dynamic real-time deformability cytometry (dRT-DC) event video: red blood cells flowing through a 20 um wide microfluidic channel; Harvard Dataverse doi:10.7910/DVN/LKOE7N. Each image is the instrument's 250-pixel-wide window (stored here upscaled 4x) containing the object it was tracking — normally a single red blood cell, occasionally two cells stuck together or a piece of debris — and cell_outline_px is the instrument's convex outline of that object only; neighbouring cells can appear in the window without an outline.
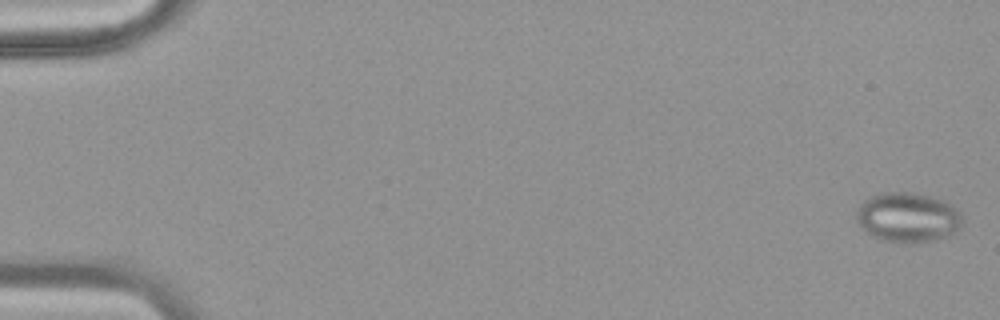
{"species": "common noctule bat (a hibernating species)", "species_latin": "Nyctalus noctula", "temperature_condition": "warm", "stored_images_in_passage": 49, "camera_frame_rate_fps": 3000, "um_per_image_px": 0.085, "animal": {"sex": "female", "body_mass_g": 18.4}, "frame": {"image": 1, "passage_image": 1, "time_ms": 0.0, "image_size_px": [1000, 320], "cell_outline_px": [[964, 216], [960, 228], [952, 236], [920, 244], [904, 244], [880, 240], [872, 236], [856, 220], [856, 212], [860, 204], [868, 196], [880, 192], [912, 192], [944, 200], [956, 208]], "centroid_in_image_um": [77.2, 18.5], "position_along_channel_um": 7.8, "area_um2": 31.56}}
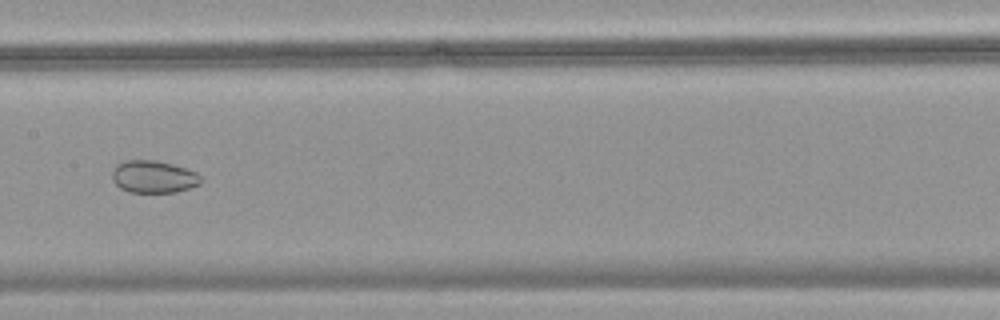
{"frame": {"image": 2, "passage_image": 26, "time_ms": 8.333, "image_size_px": [1000, 320], "cell_outline_px": [[200, 184], [176, 192], [128, 192], [120, 188], [112, 180], [112, 172], [116, 164], [124, 160], [156, 160], [172, 164], [196, 172], [200, 176]], "centroid_in_image_um": [13.01, 15.02], "position_along_channel_um": 194.4, "area_um2": 16.7}}
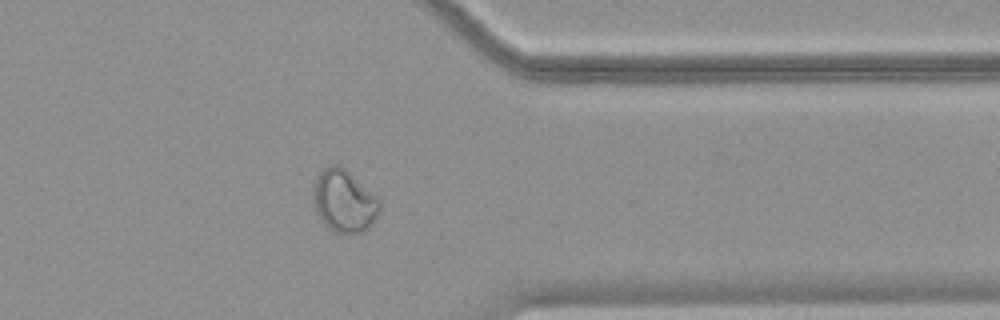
{"frame": {"image": 3, "passage_image": 40, "time_ms": 13.0, "image_size_px": [1000, 320], "cell_outline_px": [[380, 208], [372, 224], [368, 228], [360, 232], [336, 232], [328, 228], [320, 220], [316, 212], [312, 196], [312, 192], [316, 176], [324, 168], [332, 164], [340, 164], [380, 196]], "centroid_in_image_um": [29.25, 17.04], "position_along_channel_um": 382.1, "area_um2": 24.57}}